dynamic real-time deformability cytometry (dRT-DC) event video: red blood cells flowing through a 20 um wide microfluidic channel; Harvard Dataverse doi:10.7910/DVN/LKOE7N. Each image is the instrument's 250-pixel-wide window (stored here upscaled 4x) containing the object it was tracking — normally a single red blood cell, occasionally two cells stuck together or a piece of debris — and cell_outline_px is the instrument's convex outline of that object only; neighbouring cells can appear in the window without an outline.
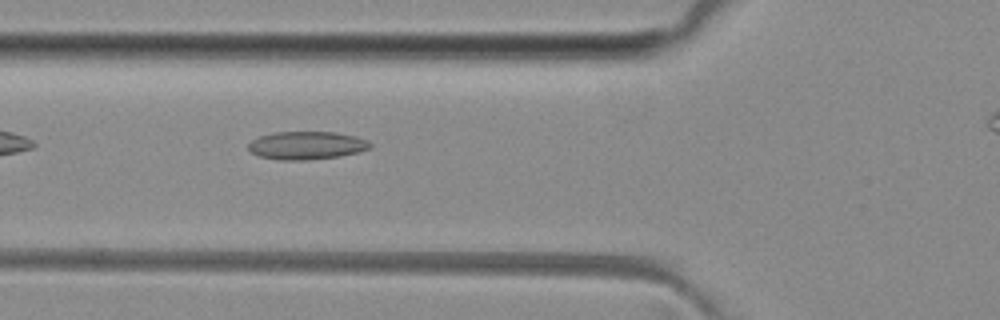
{"species": "common noctule bat (a hibernating species)", "species_latin": "Nyctalus noctula", "temperature_condition": "room temperature", "stored_images_in_passage": 31, "camera_frame_rate_fps": 3000, "um_per_image_px": 0.085, "animal": {"sex": "female", "body_mass_g": 29.2, "forearm_length_mm": 56.3}, "frame": {"image": 1, "passage_image": 4, "time_ms": 1.0, "image_size_px": [1000, 320], "cell_outline_px": [[372, 144], [368, 148], [360, 152], [340, 156], [308, 160], [280, 160], [260, 156], [252, 152], [248, 148], [248, 144], [252, 140], [260, 136], [276, 132], [336, 132], [356, 136], [368, 140]], "centroid_in_image_um": [26.09, 12.36], "position_along_channel_um": 99.7, "area_um2": 19.88}}
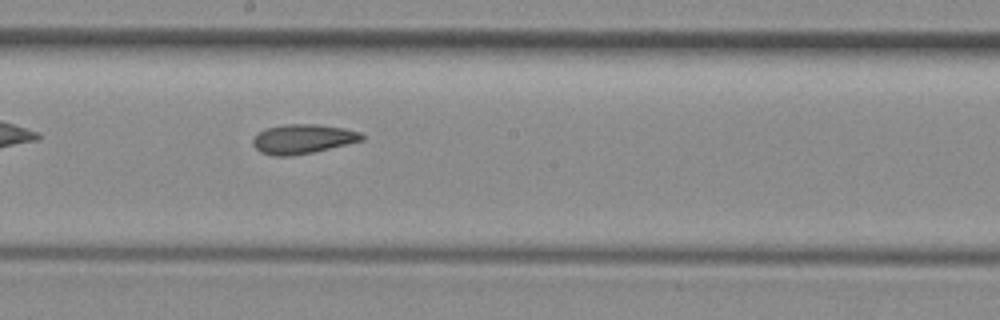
{"frame": {"image": 2, "passage_image": 13, "time_ms": 4.0, "image_size_px": [1000, 320], "cell_outline_px": [[364, 140], [312, 152], [292, 156], [272, 156], [260, 152], [252, 144], [252, 140], [264, 128], [284, 124], [316, 124], [344, 128], [360, 132], [364, 136]], "centroid_in_image_um": [25.72, 11.81], "position_along_channel_um": 222.5, "area_um2": 18.67}}
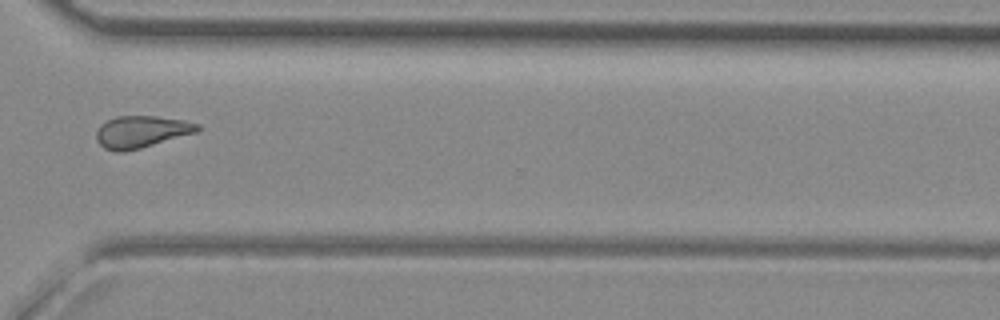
{"frame": {"image": 3, "passage_image": 23, "time_ms": 7.333, "image_size_px": [1000, 320], "cell_outline_px": [[200, 128], [196, 132], [140, 148], [124, 152], [116, 152], [104, 148], [96, 140], [96, 132], [100, 124], [116, 116], [156, 116], [184, 120], [200, 124]], "centroid_in_image_um": [11.99, 11.19], "position_along_channel_um": 358.6, "area_um2": 18.79}, "authors_computed_cell_mechanics": {"area_um2": 18.3226, "velocity_mm_per_s": 4.0864, "shape_relaxation_time_tau1_ms": null, "shape_relaxation_time_tau2_ms": 3.7504, "deformation_change_tau1": null, "deformation_change_tau2": 0.1178}}